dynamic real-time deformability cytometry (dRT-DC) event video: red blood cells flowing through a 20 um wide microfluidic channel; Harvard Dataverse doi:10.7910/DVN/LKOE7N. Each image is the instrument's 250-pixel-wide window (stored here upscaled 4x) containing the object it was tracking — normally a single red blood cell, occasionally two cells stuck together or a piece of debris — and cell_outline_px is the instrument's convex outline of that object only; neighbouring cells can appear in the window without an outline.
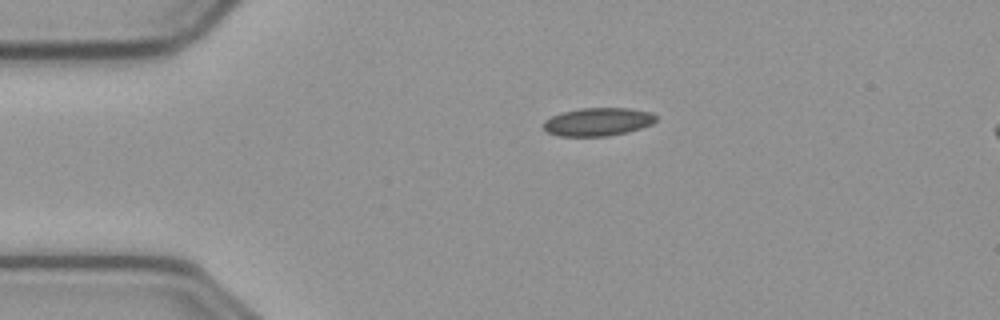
{"species": "common noctule bat (a hibernating species)", "species_latin": "Nyctalus noctula", "temperature_condition": "cold", "stored_images_in_passage": 46, "camera_frame_rate_fps": 3000, "um_per_image_px": 0.085, "animal": {"sex": "male", "body_mass_g": 23.1, "forearm_length_mm": 52.7}, "frame": {"image": 1, "passage_image": 1, "time_ms": 0.0, "image_size_px": [1000, 320], "cell_outline_px": [[656, 120], [652, 124], [628, 132], [608, 136], [560, 136], [548, 132], [544, 128], [544, 120], [552, 116], [564, 112], [580, 108], [628, 108], [652, 112], [656, 116]], "centroid_in_image_um": [50.84, 10.35], "position_along_channel_um": 34.2, "area_um2": 18.38}}
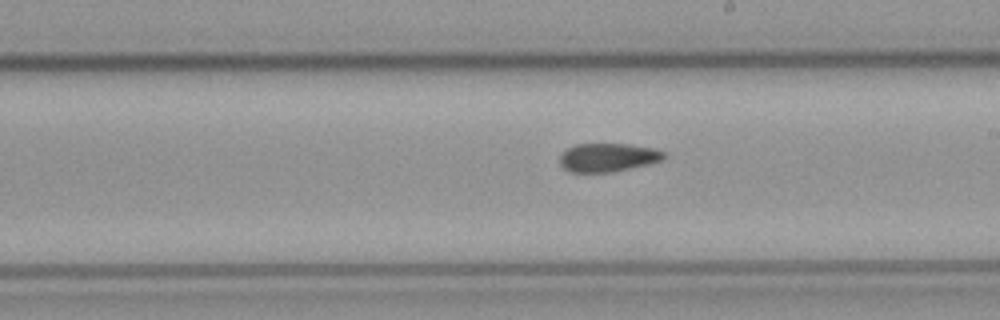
{"frame": {"image": 2, "passage_image": 21, "time_ms": 6.667, "image_size_px": [1000, 320], "cell_outline_px": [[668, 156], [660, 160], [648, 164], [612, 172], [572, 172], [564, 168], [560, 164], [560, 156], [568, 148], [576, 144], [628, 144], [652, 148], [664, 152]], "centroid_in_image_um": [51.67, 13.38], "position_along_channel_um": 237.3, "area_um2": 17.11}}
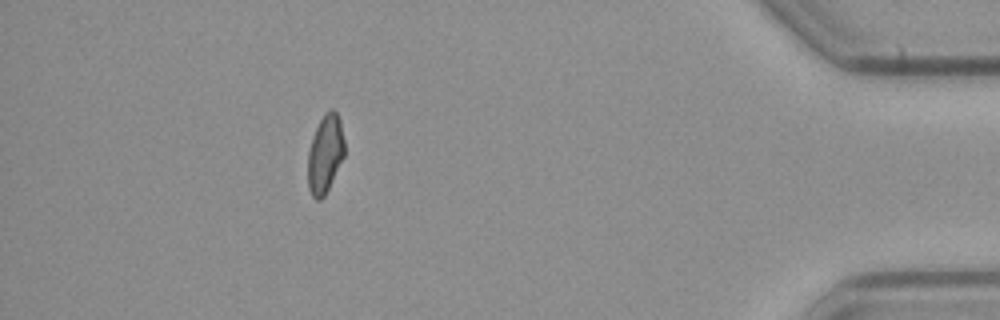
{"frame": {"image": 3, "passage_image": 40, "time_ms": 13.0, "image_size_px": [1000, 320], "cell_outline_px": [[344, 156], [324, 196], [320, 200], [316, 200], [312, 196], [308, 188], [308, 152], [312, 136], [324, 112], [332, 108], [336, 112], [340, 120], [344, 140]], "centroid_in_image_um": [27.63, 13.07], "position_along_channel_um": 407.6, "area_um2": 16.65}, "authors_computed_cell_mechanics": {"area_um2": 17.6579, "velocity_mm_per_s": 3.6022, "shape_relaxation_time_tau1_ms": null, "shape_relaxation_time_tau2_ms": 3.4591, "deformation_change_tau1": null, "deformation_change_tau2": 0.0843}}